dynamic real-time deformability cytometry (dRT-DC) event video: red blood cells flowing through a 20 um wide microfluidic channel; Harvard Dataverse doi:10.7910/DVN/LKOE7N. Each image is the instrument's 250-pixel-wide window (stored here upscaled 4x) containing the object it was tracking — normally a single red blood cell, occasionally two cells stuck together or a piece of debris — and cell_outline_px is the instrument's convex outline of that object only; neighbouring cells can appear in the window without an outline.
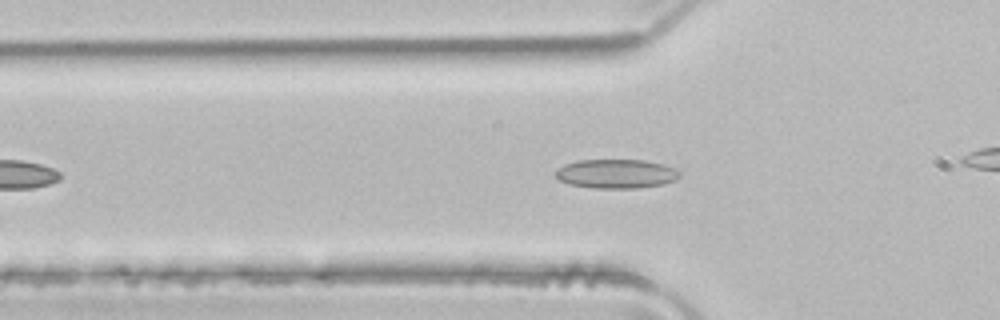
{"species": "common noctule bat (a hibernating species)", "species_latin": "Nyctalus noctula", "temperature_condition": "room temperature", "stored_images_in_passage": 45, "camera_frame_rate_fps": 3000, "um_per_image_px": 0.085, "animal": {"sex": "male", "body_mass_g": 21.5, "forearm_length_mm": 52.0}, "frame": {"image": 1, "passage_image": 10, "time_ms": 3.0, "image_size_px": [1000, 320], "cell_outline_px": [[680, 176], [676, 180], [660, 184], [636, 188], [592, 188], [568, 184], [560, 180], [556, 176], [556, 172], [564, 164], [576, 160], [644, 160], [664, 164], [676, 168], [680, 172]], "centroid_in_image_um": [52.39, 14.76], "position_along_channel_um": 73.4, "area_um2": 21.04}}
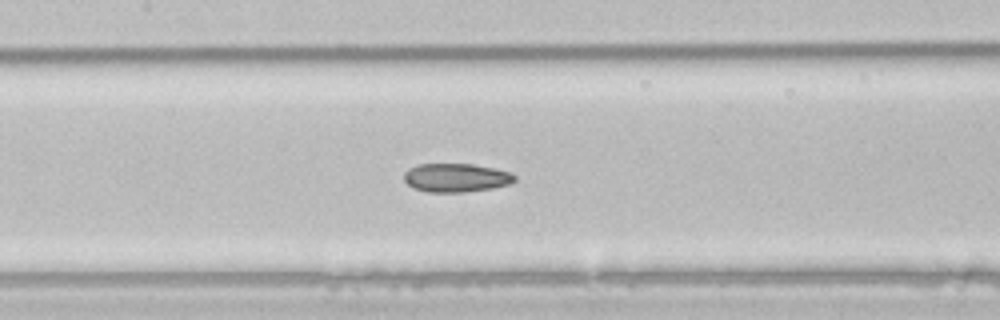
{"frame": {"image": 2, "passage_image": 17, "time_ms": 5.333, "image_size_px": [1000, 320], "cell_outline_px": [[516, 180], [512, 184], [492, 188], [464, 192], [428, 192], [412, 188], [404, 180], [404, 172], [408, 168], [416, 164], [472, 164], [512, 172], [516, 176]], "centroid_in_image_um": [38.77, 15.1], "position_along_channel_um": 168.6, "area_um2": 18.67}}
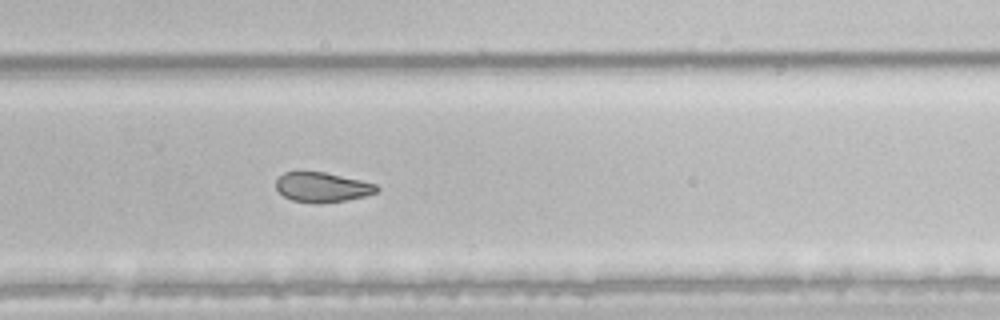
{"frame": {"image": 3, "passage_image": 27, "time_ms": 8.667, "image_size_px": [1000, 320], "cell_outline_px": [[380, 188], [376, 192], [364, 196], [348, 200], [320, 204], [316, 204], [292, 200], [284, 196], [276, 188], [276, 180], [284, 172], [324, 172], [360, 180], [376, 184]], "centroid_in_image_um": [27.39, 15.93], "position_along_channel_um": 302.4, "area_um2": 17.46}, "authors_computed_cell_mechanics": {"area_um2": 20.5768, "velocity_mm_per_s": 4.0413, "shape_relaxation_time_tau1_ms": null, "shape_relaxation_time_tau2_ms": 2.2923, "deformation_change_tau1": null, "deformation_change_tau2": 0.0707}}